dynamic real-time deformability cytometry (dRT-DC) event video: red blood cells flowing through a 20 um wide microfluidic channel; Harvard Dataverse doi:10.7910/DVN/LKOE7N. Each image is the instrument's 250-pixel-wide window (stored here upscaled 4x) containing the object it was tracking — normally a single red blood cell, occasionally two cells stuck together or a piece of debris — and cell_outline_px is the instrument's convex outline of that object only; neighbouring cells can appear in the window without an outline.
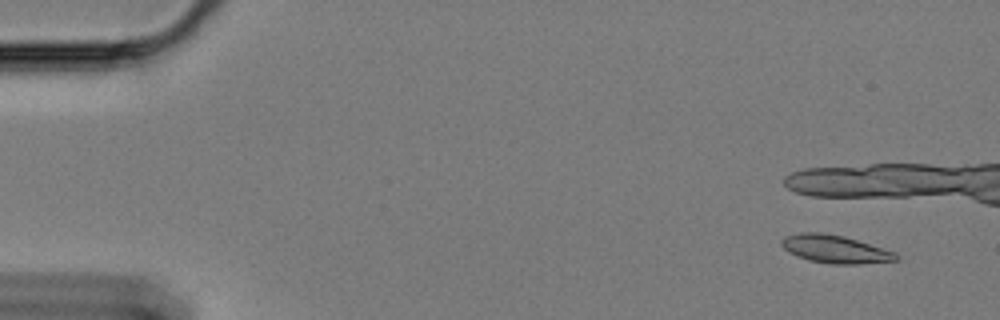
{"species": "Egyptian fruit bat (a non-hibernating species)", "species_latin": "Rousettus aegyptiacus", "temperature_condition": "cold", "stored_images_in_passage": 12, "camera_frame_rate_fps": 3000, "um_per_image_px": 0.085, "animal": {"sex": "female"}, "frame": {"image": 1, "passage_image": 4, "time_ms": 1.0, "image_size_px": [1000, 320], "cell_outline_px": [[900, 260], [856, 264], [832, 264], [808, 260], [796, 256], [788, 252], [780, 244], [780, 240], [784, 236], [800, 232], [820, 232], [844, 236], [896, 252], [900, 256]], "centroid_in_image_um": [70.97, 21.17], "position_along_channel_um": 14.0, "area_um2": 18.84}}